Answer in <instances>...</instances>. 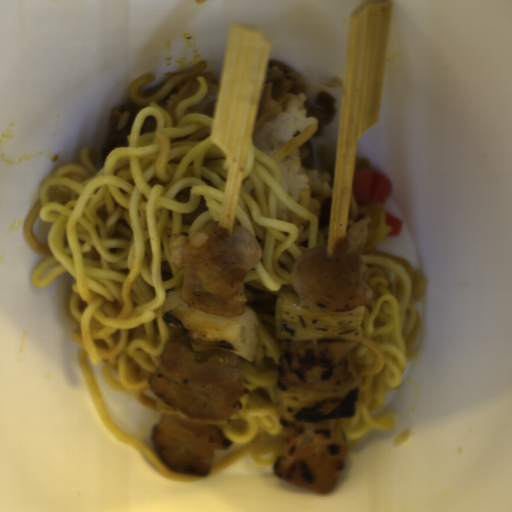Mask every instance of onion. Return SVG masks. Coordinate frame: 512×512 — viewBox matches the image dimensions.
<instances>
[{"mask_svg":"<svg viewBox=\"0 0 512 512\" xmlns=\"http://www.w3.org/2000/svg\"><path fill=\"white\" fill-rule=\"evenodd\" d=\"M206 210H208L207 202L205 196L201 195L196 210L194 212L183 213L181 217L182 225L192 226L194 220Z\"/></svg>","mask_w":512,"mask_h":512,"instance_id":"2","label":"onion"},{"mask_svg":"<svg viewBox=\"0 0 512 512\" xmlns=\"http://www.w3.org/2000/svg\"><path fill=\"white\" fill-rule=\"evenodd\" d=\"M214 76L215 73L211 72H201L194 75L179 91L178 95L174 99L172 105L170 106L167 114L171 119V123L173 127L177 125L178 121L176 119V106L178 103L185 101L195 95L200 87L199 81L197 77H203L208 85L207 93L214 85Z\"/></svg>","mask_w":512,"mask_h":512,"instance_id":"1","label":"onion"}]
</instances>
